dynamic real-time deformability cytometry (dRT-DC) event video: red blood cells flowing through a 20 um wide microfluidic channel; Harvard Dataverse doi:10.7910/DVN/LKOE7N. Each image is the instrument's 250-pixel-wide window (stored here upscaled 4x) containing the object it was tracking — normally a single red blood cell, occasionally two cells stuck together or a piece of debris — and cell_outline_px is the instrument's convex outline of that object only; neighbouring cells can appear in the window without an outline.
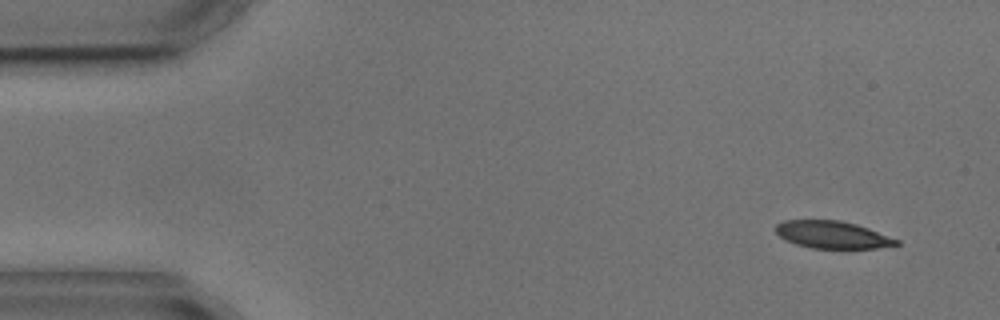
{"species": "common noctule bat (a hibernating species)", "species_latin": "Nyctalus noctula", "temperature_condition": "cold", "stored_images_in_passage": 4, "camera_frame_rate_fps": 3000, "um_per_image_px": 0.085, "animal": {"sex": "male", "body_mass_g": 17.9, "forearm_length_mm": 54.2}, "frame": {"image": 1, "passage_image": 1, "time_ms": 0.0, "image_size_px": [1000, 320], "cell_outline_px": [[900, 244], [876, 248], [812, 248], [796, 244], [780, 236], [776, 232], [776, 224], [784, 220], [840, 220], [856, 224], [868, 228], [900, 240]], "centroid_in_image_um": [70.77, 19.94], "position_along_channel_um": 14.2, "area_um2": 19.07}}
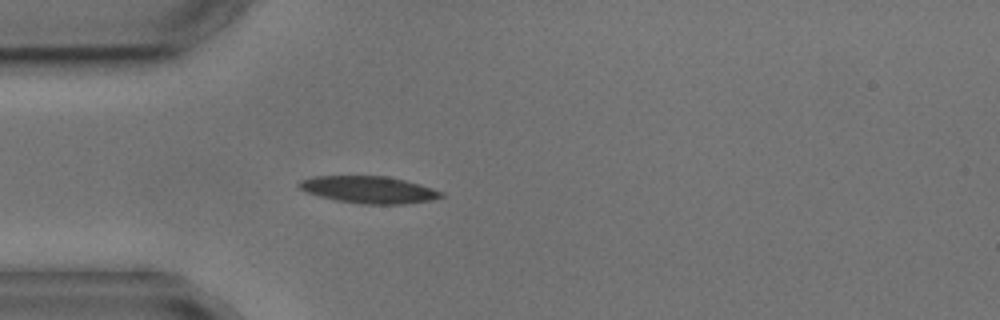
{"frame": {"image": 2, "passage_image": 4, "time_ms": 3.667, "image_size_px": [1000, 320], "cell_outline_px": [[444, 196], [432, 200], [404, 204], [364, 204], [336, 200], [320, 196], [308, 192], [300, 188], [296, 184], [300, 180], [312, 176], [388, 176], [420, 184], [444, 192]], "centroid_in_image_um": [31.37, 16.12], "position_along_channel_um": 53.6, "area_um2": 22.37}}